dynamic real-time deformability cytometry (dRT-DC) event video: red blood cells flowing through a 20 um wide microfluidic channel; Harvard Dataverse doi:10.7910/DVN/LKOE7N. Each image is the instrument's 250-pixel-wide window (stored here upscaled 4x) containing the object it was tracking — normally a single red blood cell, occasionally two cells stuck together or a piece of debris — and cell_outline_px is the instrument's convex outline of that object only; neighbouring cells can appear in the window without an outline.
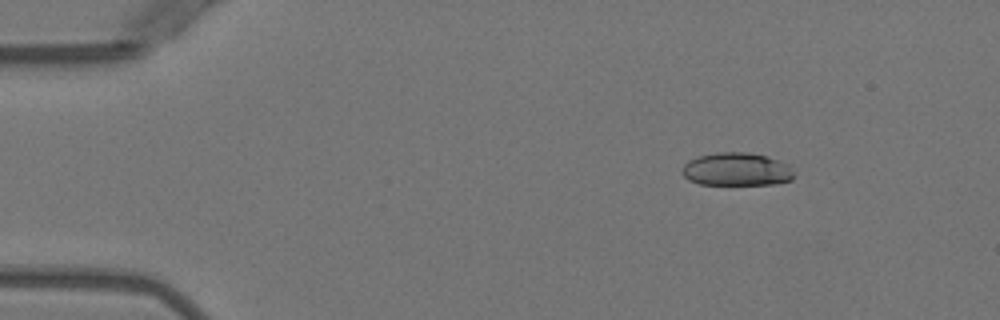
{"species": "Egyptian fruit bat (a non-hibernating species)", "species_latin": "Rousettus aegyptiacus", "temperature_condition": "warm", "stored_images_in_passage": 5, "segment_of_instrument_passage": [2, 2], "camera_frame_rate_fps": 3000, "um_per_image_px": 0.085, "animal": {"sex": "female"}, "frame": {"image": 1, "passage_image": 5, "time_ms": 5.667, "image_size_px": [1000, 320], "cell_outline_px": [[792, 180], [772, 184], [700, 184], [688, 180], [680, 172], [680, 168], [688, 160], [700, 156], [716, 152], [748, 152], [764, 156], [788, 164], [792, 168]], "centroid_in_image_um": [62.55, 14.39], "position_along_channel_um": 22.4, "area_um2": 21.5}}